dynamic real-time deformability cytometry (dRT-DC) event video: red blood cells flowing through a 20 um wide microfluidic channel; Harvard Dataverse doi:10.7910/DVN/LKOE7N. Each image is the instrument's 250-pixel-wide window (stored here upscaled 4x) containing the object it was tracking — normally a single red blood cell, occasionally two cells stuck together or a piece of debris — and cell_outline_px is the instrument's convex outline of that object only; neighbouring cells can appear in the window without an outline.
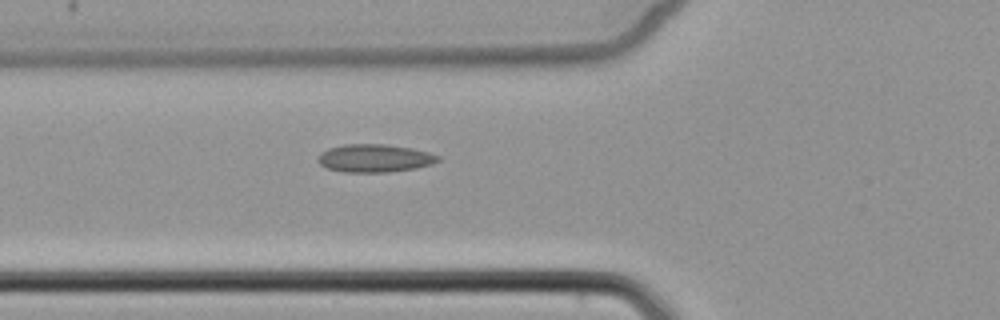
{"species": "common noctule bat (a hibernating species)", "species_latin": "Nyctalus noctula", "temperature_condition": "cold", "stored_images_in_passage": 2, "camera_frame_rate_fps": 3000, "um_per_image_px": 0.085, "animal": {"sex": "female", "body_mass_g": 22.7, "forearm_length_mm": 54.2}, "frame": {"image": 1, "passage_image": 2, "time_ms": 1.0, "image_size_px": [1000, 320], "cell_outline_px": [[440, 160], [432, 164], [416, 168], [388, 172], [344, 172], [328, 168], [320, 164], [316, 160], [320, 152], [328, 148], [344, 144], [388, 144], [412, 148], [428, 152], [440, 156]], "centroid_in_image_um": [31.83, 13.44], "position_along_channel_um": 94.0, "area_um2": 19.71}}